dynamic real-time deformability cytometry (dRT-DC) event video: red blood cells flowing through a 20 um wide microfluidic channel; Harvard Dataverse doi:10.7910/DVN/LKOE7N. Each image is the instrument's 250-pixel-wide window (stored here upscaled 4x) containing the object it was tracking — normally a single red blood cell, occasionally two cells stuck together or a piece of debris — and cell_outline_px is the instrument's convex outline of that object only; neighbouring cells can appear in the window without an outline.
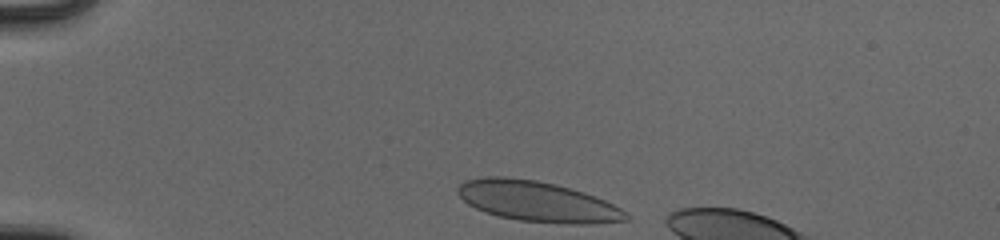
{"species": "human", "species_latin": "Homo sapiens", "temperature_condition": "cold", "stored_images_in_passage": 11, "camera_frame_rate_fps": 3000, "um_per_image_px": 0.085, "donor": {"sex": "male"}, "frame": {"image": 1, "passage_image": 1, "time_ms": 0.0, "image_size_px": [1000, 240], "cell_outline_px": [[632, 220], [588, 224], [568, 224], [520, 220], [500, 216], [484, 212], [468, 204], [456, 192], [456, 188], [464, 180], [484, 176], [504, 176], [536, 180], [556, 184], [572, 188], [584, 192], [604, 200], [620, 208], [632, 216]], "centroid_in_image_um": [45.68, 17.11], "position_along_channel_um": 39.3, "area_um2": 39.88}}
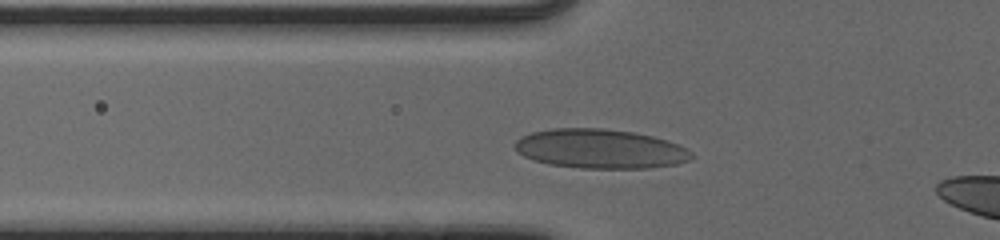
{"frame": {"image": 2, "passage_image": 8, "time_ms": 2.333, "image_size_px": [1000, 240], "cell_outline_px": [[692, 156], [688, 160], [676, 164], [648, 168], [580, 168], [548, 164], [524, 156], [516, 152], [516, 140], [520, 136], [532, 132], [552, 128], [604, 128], [632, 132], [652, 136], [668, 140], [680, 144], [692, 152]], "centroid_in_image_um": [51.01, 12.64], "position_along_channel_um": 74.8, "area_um2": 40.52}}